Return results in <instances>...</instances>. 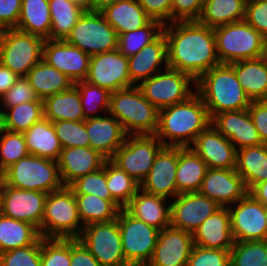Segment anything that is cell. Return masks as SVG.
<instances>
[{"instance_id":"obj_35","label":"cell","mask_w":267,"mask_h":266,"mask_svg":"<svg viewBox=\"0 0 267 266\" xmlns=\"http://www.w3.org/2000/svg\"><path fill=\"white\" fill-rule=\"evenodd\" d=\"M44 118L56 121H84L81 96L75 85L43 101Z\"/></svg>"},{"instance_id":"obj_10","label":"cell","mask_w":267,"mask_h":266,"mask_svg":"<svg viewBox=\"0 0 267 266\" xmlns=\"http://www.w3.org/2000/svg\"><path fill=\"white\" fill-rule=\"evenodd\" d=\"M116 219L126 262L130 266H146L152 258L160 230L131 216L124 208Z\"/></svg>"},{"instance_id":"obj_64","label":"cell","mask_w":267,"mask_h":266,"mask_svg":"<svg viewBox=\"0 0 267 266\" xmlns=\"http://www.w3.org/2000/svg\"><path fill=\"white\" fill-rule=\"evenodd\" d=\"M1 198H2V179L0 178V212H1Z\"/></svg>"},{"instance_id":"obj_22","label":"cell","mask_w":267,"mask_h":266,"mask_svg":"<svg viewBox=\"0 0 267 266\" xmlns=\"http://www.w3.org/2000/svg\"><path fill=\"white\" fill-rule=\"evenodd\" d=\"M210 124L228 138L236 150L262 144L248 109L218 113Z\"/></svg>"},{"instance_id":"obj_12","label":"cell","mask_w":267,"mask_h":266,"mask_svg":"<svg viewBox=\"0 0 267 266\" xmlns=\"http://www.w3.org/2000/svg\"><path fill=\"white\" fill-rule=\"evenodd\" d=\"M77 239L101 266H130L123 254L117 219L88 224Z\"/></svg>"},{"instance_id":"obj_33","label":"cell","mask_w":267,"mask_h":266,"mask_svg":"<svg viewBox=\"0 0 267 266\" xmlns=\"http://www.w3.org/2000/svg\"><path fill=\"white\" fill-rule=\"evenodd\" d=\"M207 170L205 161L190 147H178L176 185L179 194L199 192Z\"/></svg>"},{"instance_id":"obj_56","label":"cell","mask_w":267,"mask_h":266,"mask_svg":"<svg viewBox=\"0 0 267 266\" xmlns=\"http://www.w3.org/2000/svg\"><path fill=\"white\" fill-rule=\"evenodd\" d=\"M248 111L259 132L262 144H267V100L252 101Z\"/></svg>"},{"instance_id":"obj_39","label":"cell","mask_w":267,"mask_h":266,"mask_svg":"<svg viewBox=\"0 0 267 266\" xmlns=\"http://www.w3.org/2000/svg\"><path fill=\"white\" fill-rule=\"evenodd\" d=\"M75 199L83 226L113 221L123 208L117 201L103 200L93 194H75Z\"/></svg>"},{"instance_id":"obj_15","label":"cell","mask_w":267,"mask_h":266,"mask_svg":"<svg viewBox=\"0 0 267 266\" xmlns=\"http://www.w3.org/2000/svg\"><path fill=\"white\" fill-rule=\"evenodd\" d=\"M84 81L111 93L135 86L129 77L128 57L117 49L90 56L88 74Z\"/></svg>"},{"instance_id":"obj_65","label":"cell","mask_w":267,"mask_h":266,"mask_svg":"<svg viewBox=\"0 0 267 266\" xmlns=\"http://www.w3.org/2000/svg\"><path fill=\"white\" fill-rule=\"evenodd\" d=\"M0 178H1V154H0Z\"/></svg>"},{"instance_id":"obj_57","label":"cell","mask_w":267,"mask_h":266,"mask_svg":"<svg viewBox=\"0 0 267 266\" xmlns=\"http://www.w3.org/2000/svg\"><path fill=\"white\" fill-rule=\"evenodd\" d=\"M22 0H0V23L16 28L21 13Z\"/></svg>"},{"instance_id":"obj_34","label":"cell","mask_w":267,"mask_h":266,"mask_svg":"<svg viewBox=\"0 0 267 266\" xmlns=\"http://www.w3.org/2000/svg\"><path fill=\"white\" fill-rule=\"evenodd\" d=\"M29 80L37 97L44 101L46 98L70 89L74 82L56 68L41 59L28 72Z\"/></svg>"},{"instance_id":"obj_38","label":"cell","mask_w":267,"mask_h":266,"mask_svg":"<svg viewBox=\"0 0 267 266\" xmlns=\"http://www.w3.org/2000/svg\"><path fill=\"white\" fill-rule=\"evenodd\" d=\"M245 10V0H205L197 21L210 28H216L243 21Z\"/></svg>"},{"instance_id":"obj_11","label":"cell","mask_w":267,"mask_h":266,"mask_svg":"<svg viewBox=\"0 0 267 266\" xmlns=\"http://www.w3.org/2000/svg\"><path fill=\"white\" fill-rule=\"evenodd\" d=\"M163 147L155 135H127L110 160L141 184Z\"/></svg>"},{"instance_id":"obj_42","label":"cell","mask_w":267,"mask_h":266,"mask_svg":"<svg viewBox=\"0 0 267 266\" xmlns=\"http://www.w3.org/2000/svg\"><path fill=\"white\" fill-rule=\"evenodd\" d=\"M105 172L111 196L124 207L140 189V184L111 160L105 161Z\"/></svg>"},{"instance_id":"obj_36","label":"cell","mask_w":267,"mask_h":266,"mask_svg":"<svg viewBox=\"0 0 267 266\" xmlns=\"http://www.w3.org/2000/svg\"><path fill=\"white\" fill-rule=\"evenodd\" d=\"M51 16V40H65L77 21L88 9L87 4L77 0H49Z\"/></svg>"},{"instance_id":"obj_63","label":"cell","mask_w":267,"mask_h":266,"mask_svg":"<svg viewBox=\"0 0 267 266\" xmlns=\"http://www.w3.org/2000/svg\"><path fill=\"white\" fill-rule=\"evenodd\" d=\"M262 58L267 63V37H265V41H264V48H263Z\"/></svg>"},{"instance_id":"obj_61","label":"cell","mask_w":267,"mask_h":266,"mask_svg":"<svg viewBox=\"0 0 267 266\" xmlns=\"http://www.w3.org/2000/svg\"><path fill=\"white\" fill-rule=\"evenodd\" d=\"M119 0H88L87 8L92 11H101L106 6L116 3Z\"/></svg>"},{"instance_id":"obj_18","label":"cell","mask_w":267,"mask_h":266,"mask_svg":"<svg viewBox=\"0 0 267 266\" xmlns=\"http://www.w3.org/2000/svg\"><path fill=\"white\" fill-rule=\"evenodd\" d=\"M177 166L178 147L164 146L140 184V189L152 195L174 199L179 194L176 185Z\"/></svg>"},{"instance_id":"obj_30","label":"cell","mask_w":267,"mask_h":266,"mask_svg":"<svg viewBox=\"0 0 267 266\" xmlns=\"http://www.w3.org/2000/svg\"><path fill=\"white\" fill-rule=\"evenodd\" d=\"M251 101L267 100V63L262 57L229 63Z\"/></svg>"},{"instance_id":"obj_47","label":"cell","mask_w":267,"mask_h":266,"mask_svg":"<svg viewBox=\"0 0 267 266\" xmlns=\"http://www.w3.org/2000/svg\"><path fill=\"white\" fill-rule=\"evenodd\" d=\"M71 238H43L41 266H70Z\"/></svg>"},{"instance_id":"obj_25","label":"cell","mask_w":267,"mask_h":266,"mask_svg":"<svg viewBox=\"0 0 267 266\" xmlns=\"http://www.w3.org/2000/svg\"><path fill=\"white\" fill-rule=\"evenodd\" d=\"M168 67L167 41L164 32L137 54L128 57L129 77L135 86Z\"/></svg>"},{"instance_id":"obj_8","label":"cell","mask_w":267,"mask_h":266,"mask_svg":"<svg viewBox=\"0 0 267 266\" xmlns=\"http://www.w3.org/2000/svg\"><path fill=\"white\" fill-rule=\"evenodd\" d=\"M65 41L93 56L116 50L118 33L100 11L87 9Z\"/></svg>"},{"instance_id":"obj_7","label":"cell","mask_w":267,"mask_h":266,"mask_svg":"<svg viewBox=\"0 0 267 266\" xmlns=\"http://www.w3.org/2000/svg\"><path fill=\"white\" fill-rule=\"evenodd\" d=\"M221 64L262 57L265 38L245 20L214 28Z\"/></svg>"},{"instance_id":"obj_31","label":"cell","mask_w":267,"mask_h":266,"mask_svg":"<svg viewBox=\"0 0 267 266\" xmlns=\"http://www.w3.org/2000/svg\"><path fill=\"white\" fill-rule=\"evenodd\" d=\"M236 172L243 178L248 192L267 181V144L236 150Z\"/></svg>"},{"instance_id":"obj_1","label":"cell","mask_w":267,"mask_h":266,"mask_svg":"<svg viewBox=\"0 0 267 266\" xmlns=\"http://www.w3.org/2000/svg\"><path fill=\"white\" fill-rule=\"evenodd\" d=\"M168 66L190 75L195 81L220 65L214 28L198 21H178L163 25Z\"/></svg>"},{"instance_id":"obj_13","label":"cell","mask_w":267,"mask_h":266,"mask_svg":"<svg viewBox=\"0 0 267 266\" xmlns=\"http://www.w3.org/2000/svg\"><path fill=\"white\" fill-rule=\"evenodd\" d=\"M44 39L37 35L10 29L0 51V63L19 77H26L43 55Z\"/></svg>"},{"instance_id":"obj_26","label":"cell","mask_w":267,"mask_h":266,"mask_svg":"<svg viewBox=\"0 0 267 266\" xmlns=\"http://www.w3.org/2000/svg\"><path fill=\"white\" fill-rule=\"evenodd\" d=\"M106 160L90 146L62 149L57 162L63 185L69 186L79 177L99 170Z\"/></svg>"},{"instance_id":"obj_9","label":"cell","mask_w":267,"mask_h":266,"mask_svg":"<svg viewBox=\"0 0 267 266\" xmlns=\"http://www.w3.org/2000/svg\"><path fill=\"white\" fill-rule=\"evenodd\" d=\"M138 87L144 97L160 110L191 97L196 92V81L190 75L168 67L142 81Z\"/></svg>"},{"instance_id":"obj_2","label":"cell","mask_w":267,"mask_h":266,"mask_svg":"<svg viewBox=\"0 0 267 266\" xmlns=\"http://www.w3.org/2000/svg\"><path fill=\"white\" fill-rule=\"evenodd\" d=\"M211 123L207 108L195 92L187 100L158 110L155 136L164 146L190 147Z\"/></svg>"},{"instance_id":"obj_50","label":"cell","mask_w":267,"mask_h":266,"mask_svg":"<svg viewBox=\"0 0 267 266\" xmlns=\"http://www.w3.org/2000/svg\"><path fill=\"white\" fill-rule=\"evenodd\" d=\"M42 237L32 245L0 253V266H41Z\"/></svg>"},{"instance_id":"obj_23","label":"cell","mask_w":267,"mask_h":266,"mask_svg":"<svg viewBox=\"0 0 267 266\" xmlns=\"http://www.w3.org/2000/svg\"><path fill=\"white\" fill-rule=\"evenodd\" d=\"M190 148L205 161L208 168L235 169L236 167L234 145L211 124L196 137Z\"/></svg>"},{"instance_id":"obj_27","label":"cell","mask_w":267,"mask_h":266,"mask_svg":"<svg viewBox=\"0 0 267 266\" xmlns=\"http://www.w3.org/2000/svg\"><path fill=\"white\" fill-rule=\"evenodd\" d=\"M194 245L208 249L231 250L234 244L230 213L220 207L192 233Z\"/></svg>"},{"instance_id":"obj_48","label":"cell","mask_w":267,"mask_h":266,"mask_svg":"<svg viewBox=\"0 0 267 266\" xmlns=\"http://www.w3.org/2000/svg\"><path fill=\"white\" fill-rule=\"evenodd\" d=\"M69 187L74 194H93L107 201H116L107 188L105 162L99 170L79 177Z\"/></svg>"},{"instance_id":"obj_43","label":"cell","mask_w":267,"mask_h":266,"mask_svg":"<svg viewBox=\"0 0 267 266\" xmlns=\"http://www.w3.org/2000/svg\"><path fill=\"white\" fill-rule=\"evenodd\" d=\"M162 32L163 25L159 21L151 20L140 29L118 35L117 50L126 57L133 56L154 41Z\"/></svg>"},{"instance_id":"obj_60","label":"cell","mask_w":267,"mask_h":266,"mask_svg":"<svg viewBox=\"0 0 267 266\" xmlns=\"http://www.w3.org/2000/svg\"><path fill=\"white\" fill-rule=\"evenodd\" d=\"M248 193L264 206L267 205V181L256 184Z\"/></svg>"},{"instance_id":"obj_54","label":"cell","mask_w":267,"mask_h":266,"mask_svg":"<svg viewBox=\"0 0 267 266\" xmlns=\"http://www.w3.org/2000/svg\"><path fill=\"white\" fill-rule=\"evenodd\" d=\"M244 20L264 38L267 37V0L246 1Z\"/></svg>"},{"instance_id":"obj_3","label":"cell","mask_w":267,"mask_h":266,"mask_svg":"<svg viewBox=\"0 0 267 266\" xmlns=\"http://www.w3.org/2000/svg\"><path fill=\"white\" fill-rule=\"evenodd\" d=\"M196 92L210 119L224 111L248 109L252 103L229 64H220L203 73L196 80Z\"/></svg>"},{"instance_id":"obj_16","label":"cell","mask_w":267,"mask_h":266,"mask_svg":"<svg viewBox=\"0 0 267 266\" xmlns=\"http://www.w3.org/2000/svg\"><path fill=\"white\" fill-rule=\"evenodd\" d=\"M47 193L5 185L2 181L1 214L32 224L38 231L42 225Z\"/></svg>"},{"instance_id":"obj_53","label":"cell","mask_w":267,"mask_h":266,"mask_svg":"<svg viewBox=\"0 0 267 266\" xmlns=\"http://www.w3.org/2000/svg\"><path fill=\"white\" fill-rule=\"evenodd\" d=\"M205 0H172L171 22L197 21Z\"/></svg>"},{"instance_id":"obj_37","label":"cell","mask_w":267,"mask_h":266,"mask_svg":"<svg viewBox=\"0 0 267 266\" xmlns=\"http://www.w3.org/2000/svg\"><path fill=\"white\" fill-rule=\"evenodd\" d=\"M15 29L37 35L44 40L50 39L49 0H22L21 13Z\"/></svg>"},{"instance_id":"obj_59","label":"cell","mask_w":267,"mask_h":266,"mask_svg":"<svg viewBox=\"0 0 267 266\" xmlns=\"http://www.w3.org/2000/svg\"><path fill=\"white\" fill-rule=\"evenodd\" d=\"M19 76L0 63V98L12 87Z\"/></svg>"},{"instance_id":"obj_19","label":"cell","mask_w":267,"mask_h":266,"mask_svg":"<svg viewBox=\"0 0 267 266\" xmlns=\"http://www.w3.org/2000/svg\"><path fill=\"white\" fill-rule=\"evenodd\" d=\"M193 246L192 233L168 226L159 231L152 258L146 266H186Z\"/></svg>"},{"instance_id":"obj_4","label":"cell","mask_w":267,"mask_h":266,"mask_svg":"<svg viewBox=\"0 0 267 266\" xmlns=\"http://www.w3.org/2000/svg\"><path fill=\"white\" fill-rule=\"evenodd\" d=\"M109 114L121 123L127 135H154L158 127V109L138 86L112 92Z\"/></svg>"},{"instance_id":"obj_46","label":"cell","mask_w":267,"mask_h":266,"mask_svg":"<svg viewBox=\"0 0 267 266\" xmlns=\"http://www.w3.org/2000/svg\"><path fill=\"white\" fill-rule=\"evenodd\" d=\"M1 177L4 171L29 155L23 133L11 132L0 127Z\"/></svg>"},{"instance_id":"obj_66","label":"cell","mask_w":267,"mask_h":266,"mask_svg":"<svg viewBox=\"0 0 267 266\" xmlns=\"http://www.w3.org/2000/svg\"><path fill=\"white\" fill-rule=\"evenodd\" d=\"M77 1H82V2H85L86 3L88 0H77Z\"/></svg>"},{"instance_id":"obj_32","label":"cell","mask_w":267,"mask_h":266,"mask_svg":"<svg viewBox=\"0 0 267 266\" xmlns=\"http://www.w3.org/2000/svg\"><path fill=\"white\" fill-rule=\"evenodd\" d=\"M29 154L58 161L62 146L53 123L42 118L23 133Z\"/></svg>"},{"instance_id":"obj_45","label":"cell","mask_w":267,"mask_h":266,"mask_svg":"<svg viewBox=\"0 0 267 266\" xmlns=\"http://www.w3.org/2000/svg\"><path fill=\"white\" fill-rule=\"evenodd\" d=\"M230 266H267V240L234 242Z\"/></svg>"},{"instance_id":"obj_62","label":"cell","mask_w":267,"mask_h":266,"mask_svg":"<svg viewBox=\"0 0 267 266\" xmlns=\"http://www.w3.org/2000/svg\"><path fill=\"white\" fill-rule=\"evenodd\" d=\"M10 28L4 24L0 23V51L5 44L6 36Z\"/></svg>"},{"instance_id":"obj_51","label":"cell","mask_w":267,"mask_h":266,"mask_svg":"<svg viewBox=\"0 0 267 266\" xmlns=\"http://www.w3.org/2000/svg\"><path fill=\"white\" fill-rule=\"evenodd\" d=\"M42 101L34 92L26 77H19L16 83L0 98V115L8 108L25 102Z\"/></svg>"},{"instance_id":"obj_55","label":"cell","mask_w":267,"mask_h":266,"mask_svg":"<svg viewBox=\"0 0 267 266\" xmlns=\"http://www.w3.org/2000/svg\"><path fill=\"white\" fill-rule=\"evenodd\" d=\"M141 7L152 19L159 21L162 25L171 23L172 0H138Z\"/></svg>"},{"instance_id":"obj_40","label":"cell","mask_w":267,"mask_h":266,"mask_svg":"<svg viewBox=\"0 0 267 266\" xmlns=\"http://www.w3.org/2000/svg\"><path fill=\"white\" fill-rule=\"evenodd\" d=\"M39 237V231L32 224L0 213V253L32 245Z\"/></svg>"},{"instance_id":"obj_29","label":"cell","mask_w":267,"mask_h":266,"mask_svg":"<svg viewBox=\"0 0 267 266\" xmlns=\"http://www.w3.org/2000/svg\"><path fill=\"white\" fill-rule=\"evenodd\" d=\"M100 12L118 35L140 29L152 20L138 0H119Z\"/></svg>"},{"instance_id":"obj_41","label":"cell","mask_w":267,"mask_h":266,"mask_svg":"<svg viewBox=\"0 0 267 266\" xmlns=\"http://www.w3.org/2000/svg\"><path fill=\"white\" fill-rule=\"evenodd\" d=\"M44 117L43 101H31L6 109L0 115V127L24 133Z\"/></svg>"},{"instance_id":"obj_6","label":"cell","mask_w":267,"mask_h":266,"mask_svg":"<svg viewBox=\"0 0 267 266\" xmlns=\"http://www.w3.org/2000/svg\"><path fill=\"white\" fill-rule=\"evenodd\" d=\"M1 179L5 185L11 187L47 194L64 186L58 162L32 154L7 168Z\"/></svg>"},{"instance_id":"obj_20","label":"cell","mask_w":267,"mask_h":266,"mask_svg":"<svg viewBox=\"0 0 267 266\" xmlns=\"http://www.w3.org/2000/svg\"><path fill=\"white\" fill-rule=\"evenodd\" d=\"M42 59L74 83L87 77L90 56L65 40H45Z\"/></svg>"},{"instance_id":"obj_17","label":"cell","mask_w":267,"mask_h":266,"mask_svg":"<svg viewBox=\"0 0 267 266\" xmlns=\"http://www.w3.org/2000/svg\"><path fill=\"white\" fill-rule=\"evenodd\" d=\"M170 203V226L189 233L221 207L200 192L178 194Z\"/></svg>"},{"instance_id":"obj_52","label":"cell","mask_w":267,"mask_h":266,"mask_svg":"<svg viewBox=\"0 0 267 266\" xmlns=\"http://www.w3.org/2000/svg\"><path fill=\"white\" fill-rule=\"evenodd\" d=\"M230 251L194 245L186 266H230Z\"/></svg>"},{"instance_id":"obj_21","label":"cell","mask_w":267,"mask_h":266,"mask_svg":"<svg viewBox=\"0 0 267 266\" xmlns=\"http://www.w3.org/2000/svg\"><path fill=\"white\" fill-rule=\"evenodd\" d=\"M199 192L221 207H229L243 198L248 190L235 169L208 168Z\"/></svg>"},{"instance_id":"obj_28","label":"cell","mask_w":267,"mask_h":266,"mask_svg":"<svg viewBox=\"0 0 267 266\" xmlns=\"http://www.w3.org/2000/svg\"><path fill=\"white\" fill-rule=\"evenodd\" d=\"M169 201L168 198L139 189L123 208L131 216L161 231L170 226L171 203Z\"/></svg>"},{"instance_id":"obj_24","label":"cell","mask_w":267,"mask_h":266,"mask_svg":"<svg viewBox=\"0 0 267 266\" xmlns=\"http://www.w3.org/2000/svg\"><path fill=\"white\" fill-rule=\"evenodd\" d=\"M89 146L110 160L125 141L127 134L121 123L109 113L85 119Z\"/></svg>"},{"instance_id":"obj_58","label":"cell","mask_w":267,"mask_h":266,"mask_svg":"<svg viewBox=\"0 0 267 266\" xmlns=\"http://www.w3.org/2000/svg\"><path fill=\"white\" fill-rule=\"evenodd\" d=\"M70 266H101L88 249L75 238H71Z\"/></svg>"},{"instance_id":"obj_14","label":"cell","mask_w":267,"mask_h":266,"mask_svg":"<svg viewBox=\"0 0 267 266\" xmlns=\"http://www.w3.org/2000/svg\"><path fill=\"white\" fill-rule=\"evenodd\" d=\"M227 208L234 242L267 240L265 206L250 193Z\"/></svg>"},{"instance_id":"obj_5","label":"cell","mask_w":267,"mask_h":266,"mask_svg":"<svg viewBox=\"0 0 267 266\" xmlns=\"http://www.w3.org/2000/svg\"><path fill=\"white\" fill-rule=\"evenodd\" d=\"M83 228L75 194L69 186H63L47 194L39 230L41 237L77 239Z\"/></svg>"},{"instance_id":"obj_44","label":"cell","mask_w":267,"mask_h":266,"mask_svg":"<svg viewBox=\"0 0 267 266\" xmlns=\"http://www.w3.org/2000/svg\"><path fill=\"white\" fill-rule=\"evenodd\" d=\"M74 85L81 96V105L85 119L109 113L111 92L99 86L89 84L84 80L75 82Z\"/></svg>"},{"instance_id":"obj_49","label":"cell","mask_w":267,"mask_h":266,"mask_svg":"<svg viewBox=\"0 0 267 266\" xmlns=\"http://www.w3.org/2000/svg\"><path fill=\"white\" fill-rule=\"evenodd\" d=\"M56 135L64 148L87 147L89 146V137L84 121H56L53 122Z\"/></svg>"}]
</instances>
